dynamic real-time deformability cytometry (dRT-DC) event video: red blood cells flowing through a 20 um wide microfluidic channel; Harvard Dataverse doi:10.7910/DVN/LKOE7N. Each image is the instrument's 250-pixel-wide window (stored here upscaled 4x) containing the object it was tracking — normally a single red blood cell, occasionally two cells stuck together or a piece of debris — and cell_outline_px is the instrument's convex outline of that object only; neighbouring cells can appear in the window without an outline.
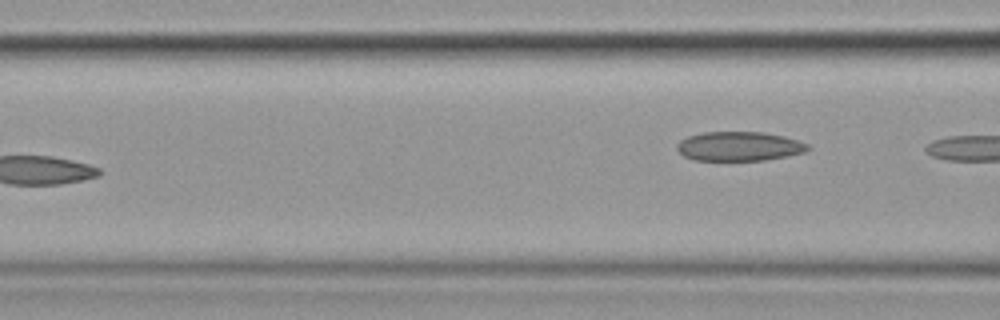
{"species": "common noctule bat (a hibernating species)", "species_latin": "Nyctalus noctula", "temperature_condition": "cold", "stored_images_in_passage": 8, "camera_frame_rate_fps": 3000, "um_per_image_px": 0.085, "animal": {"sex": "female", "body_mass_g": 19.9}, "frame": {"image": 1, "passage_image": 8, "time_ms": 8.333, "image_size_px": [1000, 320], "cell_outline_px": [[812, 148], [804, 152], [788, 156], [764, 160], [692, 160], [684, 156], [676, 148], [676, 144], [680, 140], [688, 136], [704, 132], [764, 132], [784, 136], [808, 144]], "centroid_in_image_um": [62.82, 12.43], "position_along_channel_um": 103.8, "area_um2": 22.37}}